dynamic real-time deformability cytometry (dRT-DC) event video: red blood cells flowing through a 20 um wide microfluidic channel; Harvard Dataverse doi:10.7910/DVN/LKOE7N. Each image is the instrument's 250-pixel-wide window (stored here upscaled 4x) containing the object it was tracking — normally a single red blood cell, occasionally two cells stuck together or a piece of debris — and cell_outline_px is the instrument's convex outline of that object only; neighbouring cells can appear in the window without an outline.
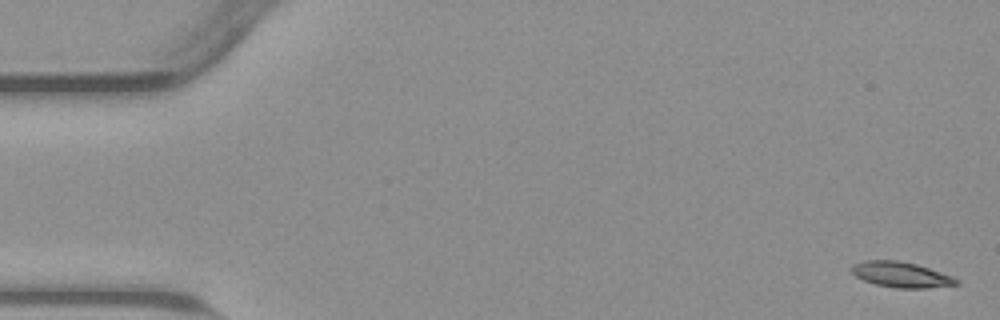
{"species": "common noctule bat (a hibernating species)", "species_latin": "Nyctalus noctula", "temperature_condition": "warm", "stored_images_in_passage": 54, "camera_frame_rate_fps": 3000, "um_per_image_px": 0.085, "animal": {"sex": "male", "body_mass_g": 23.1, "forearm_length_mm": 52.7}, "frame": {"image": 1, "passage_image": 1, "time_ms": 0.0, "image_size_px": [1000, 320], "cell_outline_px": [[960, 284], [924, 288], [896, 288], [876, 284], [864, 280], [856, 276], [848, 268], [852, 264], [864, 260], [896, 260], [916, 264], [952, 276], [960, 280]], "centroid_in_image_um": [76.57, 23.34], "position_along_channel_um": 8.4, "area_um2": 15.55}}
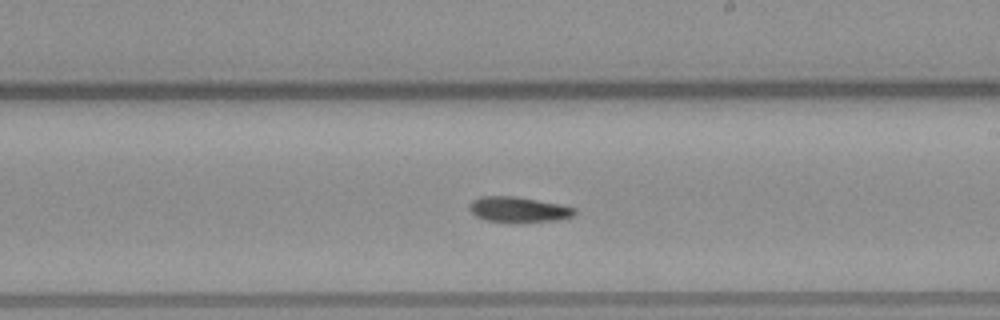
{"frame": {"image": 2, "passage_image": 31, "time_ms": 10.0, "image_size_px": [1000, 320], "cell_outline_px": [[576, 212], [572, 216], [556, 220], [520, 224], [484, 220], [476, 216], [468, 208], [472, 200], [480, 196], [516, 196], [560, 204], [576, 208]], "centroid_in_image_um": [44.06, 17.83], "position_along_channel_um": 244.9, "area_um2": 16.01}}
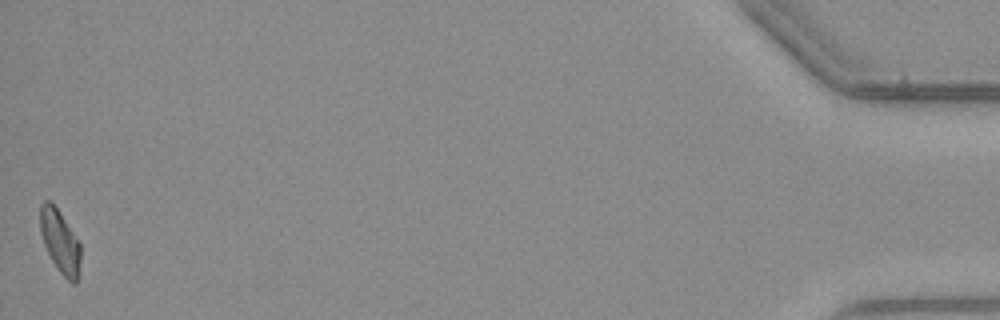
{"frame": {"image": 3, "passage_image": 54, "time_ms": 17.667, "image_size_px": [1000, 320], "cell_outline_px": [[80, 272], [76, 284], [72, 284], [60, 272], [52, 260], [44, 244], [40, 232], [40, 204], [44, 200], [52, 200], [80, 244]], "centroid_in_image_um": [5.1, 20.52], "position_along_channel_um": 430.1, "area_um2": 14.85}}